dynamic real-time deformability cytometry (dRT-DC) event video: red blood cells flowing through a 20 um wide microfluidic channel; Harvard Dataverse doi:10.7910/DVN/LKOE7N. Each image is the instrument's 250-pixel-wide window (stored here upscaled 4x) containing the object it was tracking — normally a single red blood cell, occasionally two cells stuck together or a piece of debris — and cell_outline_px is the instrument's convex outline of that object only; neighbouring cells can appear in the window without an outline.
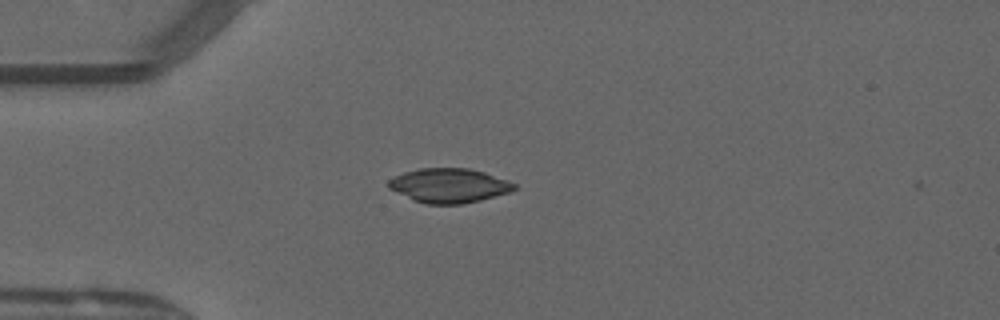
{"species": "common noctule bat (a hibernating species)", "species_latin": "Nyctalus noctula", "temperature_condition": "warm", "stored_images_in_passage": 4, "camera_frame_rate_fps": 3000, "um_per_image_px": 0.085, "animal": {"sex": "male", "forearm_length_mm": 52.5}, "frame": {"image": 1, "passage_image": 3, "time_ms": 0.667, "image_size_px": [1000, 320], "cell_outline_px": [[516, 188], [508, 192], [480, 200], [460, 204], [428, 204], [412, 200], [388, 188], [388, 180], [404, 172], [420, 168], [468, 168], [484, 172], [508, 180], [516, 184]], "centroid_in_image_um": [38.15, 15.77], "position_along_channel_um": 46.9, "area_um2": 25.03}}